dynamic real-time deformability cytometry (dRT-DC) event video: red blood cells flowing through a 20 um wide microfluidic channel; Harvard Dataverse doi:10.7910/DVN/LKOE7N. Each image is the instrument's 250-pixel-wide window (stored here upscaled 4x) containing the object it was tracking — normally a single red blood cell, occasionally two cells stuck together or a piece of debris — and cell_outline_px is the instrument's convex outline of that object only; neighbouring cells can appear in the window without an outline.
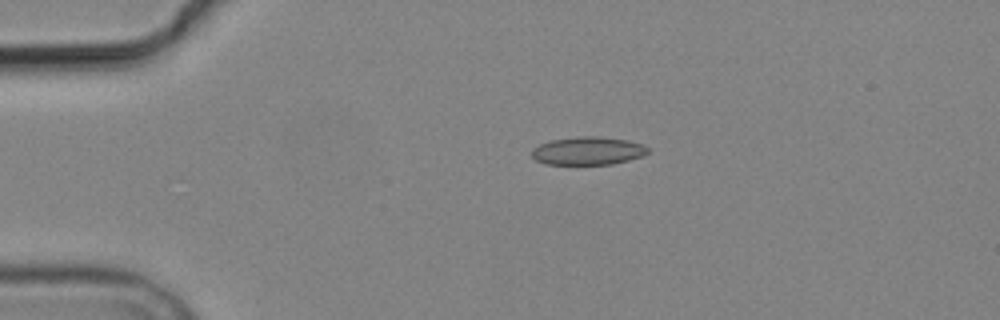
{"species": "common noctule bat (a hibernating species)", "species_latin": "Nyctalus noctula", "temperature_condition": "cold", "stored_images_in_passage": 6, "camera_frame_rate_fps": 3000, "um_per_image_px": 0.085, "animal": {"sex": "male", "body_mass_g": 19.2, "forearm_length_mm": 51.8}, "frame": {"image": 1, "passage_image": 3, "time_ms": 3.0, "image_size_px": [1000, 320], "cell_outline_px": [[648, 152], [640, 156], [628, 160], [612, 164], [544, 164], [536, 160], [532, 156], [532, 148], [540, 144], [552, 140], [580, 136], [600, 136], [624, 140], [640, 144], [648, 148]], "centroid_in_image_um": [49.92, 12.82], "position_along_channel_um": 35.1, "area_um2": 18.73}}
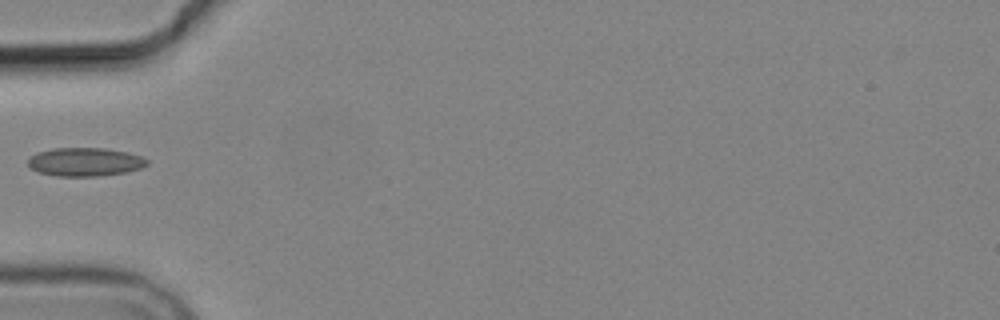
{"frame": {"image": 2, "passage_image": 5, "time_ms": 5.333, "image_size_px": [1000, 320], "cell_outline_px": [[148, 164], [140, 168], [128, 172], [96, 176], [56, 176], [40, 172], [28, 168], [28, 156], [36, 152], [52, 148], [104, 148], [128, 152], [140, 156], [148, 160]], "centroid_in_image_um": [7.18, 13.76], "position_along_channel_um": 77.8, "area_um2": 19.94}}
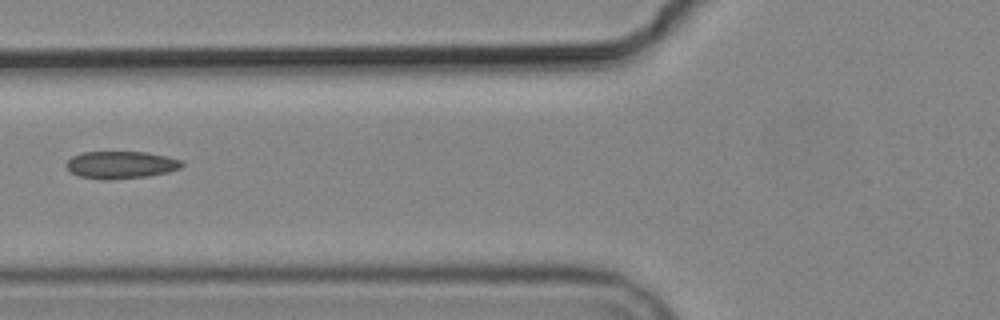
{"frame": {"image": 3, "passage_image": 6, "time_ms": 6.333, "image_size_px": [1000, 320], "cell_outline_px": [[184, 164], [180, 168], [168, 172], [148, 176], [112, 180], [104, 180], [80, 176], [72, 172], [64, 164], [72, 156], [80, 152], [148, 152], [180, 160]], "centroid_in_image_um": [10.25, 14.01], "position_along_channel_um": 115.5, "area_um2": 18.44}}